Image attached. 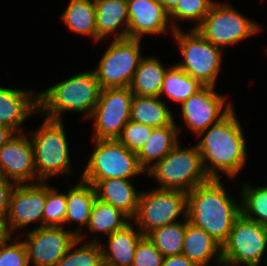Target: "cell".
Instances as JSON below:
<instances>
[{
    "mask_svg": "<svg viewBox=\"0 0 267 266\" xmlns=\"http://www.w3.org/2000/svg\"><path fill=\"white\" fill-rule=\"evenodd\" d=\"M238 120L235 110L232 109L218 123L197 135H203L196 146L210 179H220L219 171L229 178H234L245 167L247 146L243 128Z\"/></svg>",
    "mask_w": 267,
    "mask_h": 266,
    "instance_id": "6da1fadb",
    "label": "cell"
},
{
    "mask_svg": "<svg viewBox=\"0 0 267 266\" xmlns=\"http://www.w3.org/2000/svg\"><path fill=\"white\" fill-rule=\"evenodd\" d=\"M235 200L220 179H210L187 193V219L222 246L241 214V202Z\"/></svg>",
    "mask_w": 267,
    "mask_h": 266,
    "instance_id": "7a4b0ae2",
    "label": "cell"
},
{
    "mask_svg": "<svg viewBox=\"0 0 267 266\" xmlns=\"http://www.w3.org/2000/svg\"><path fill=\"white\" fill-rule=\"evenodd\" d=\"M101 87L94 70L69 77L38 93L39 113L45 118L63 120L66 111L84 113L89 120L99 100Z\"/></svg>",
    "mask_w": 267,
    "mask_h": 266,
    "instance_id": "3957f363",
    "label": "cell"
},
{
    "mask_svg": "<svg viewBox=\"0 0 267 266\" xmlns=\"http://www.w3.org/2000/svg\"><path fill=\"white\" fill-rule=\"evenodd\" d=\"M179 143L146 173L155 177L160 189L180 190L188 193L210 177L206 173L196 144L184 147Z\"/></svg>",
    "mask_w": 267,
    "mask_h": 266,
    "instance_id": "277c9868",
    "label": "cell"
},
{
    "mask_svg": "<svg viewBox=\"0 0 267 266\" xmlns=\"http://www.w3.org/2000/svg\"><path fill=\"white\" fill-rule=\"evenodd\" d=\"M65 133L63 120L49 118H45L41 126L32 131L30 139L34 149V165L40 181L72 171Z\"/></svg>",
    "mask_w": 267,
    "mask_h": 266,
    "instance_id": "5b68a950",
    "label": "cell"
},
{
    "mask_svg": "<svg viewBox=\"0 0 267 266\" xmlns=\"http://www.w3.org/2000/svg\"><path fill=\"white\" fill-rule=\"evenodd\" d=\"M172 34L183 56V60L175 65L204 86H216L222 64V48L206 40L196 29L187 33L178 29Z\"/></svg>",
    "mask_w": 267,
    "mask_h": 266,
    "instance_id": "8992f818",
    "label": "cell"
},
{
    "mask_svg": "<svg viewBox=\"0 0 267 266\" xmlns=\"http://www.w3.org/2000/svg\"><path fill=\"white\" fill-rule=\"evenodd\" d=\"M152 190V191H151ZM141 192L133 224L144 236L160 227L187 217V193L180 190L151 189Z\"/></svg>",
    "mask_w": 267,
    "mask_h": 266,
    "instance_id": "52a82bcc",
    "label": "cell"
},
{
    "mask_svg": "<svg viewBox=\"0 0 267 266\" xmlns=\"http://www.w3.org/2000/svg\"><path fill=\"white\" fill-rule=\"evenodd\" d=\"M94 140V151L87 161L82 180H104L108 178L130 179L146 173L139 165L136 152L130 151L117 139Z\"/></svg>",
    "mask_w": 267,
    "mask_h": 266,
    "instance_id": "ba28073f",
    "label": "cell"
},
{
    "mask_svg": "<svg viewBox=\"0 0 267 266\" xmlns=\"http://www.w3.org/2000/svg\"><path fill=\"white\" fill-rule=\"evenodd\" d=\"M262 29L228 3H214L196 30L220 48L238 43Z\"/></svg>",
    "mask_w": 267,
    "mask_h": 266,
    "instance_id": "9c48e42d",
    "label": "cell"
},
{
    "mask_svg": "<svg viewBox=\"0 0 267 266\" xmlns=\"http://www.w3.org/2000/svg\"><path fill=\"white\" fill-rule=\"evenodd\" d=\"M140 39H113L94 69L101 89L129 87L144 56Z\"/></svg>",
    "mask_w": 267,
    "mask_h": 266,
    "instance_id": "30bf717a",
    "label": "cell"
},
{
    "mask_svg": "<svg viewBox=\"0 0 267 266\" xmlns=\"http://www.w3.org/2000/svg\"><path fill=\"white\" fill-rule=\"evenodd\" d=\"M267 226L246 218H236L227 241L222 245V260L229 266H257L267 252ZM266 250V251H265Z\"/></svg>",
    "mask_w": 267,
    "mask_h": 266,
    "instance_id": "8fae6325",
    "label": "cell"
},
{
    "mask_svg": "<svg viewBox=\"0 0 267 266\" xmlns=\"http://www.w3.org/2000/svg\"><path fill=\"white\" fill-rule=\"evenodd\" d=\"M133 93L129 87L101 89L90 119H94L93 139H118L130 121Z\"/></svg>",
    "mask_w": 267,
    "mask_h": 266,
    "instance_id": "7c38bea8",
    "label": "cell"
},
{
    "mask_svg": "<svg viewBox=\"0 0 267 266\" xmlns=\"http://www.w3.org/2000/svg\"><path fill=\"white\" fill-rule=\"evenodd\" d=\"M23 243L26 247L28 262L34 266H56L70 246L78 239L63 226L39 227L27 231Z\"/></svg>",
    "mask_w": 267,
    "mask_h": 266,
    "instance_id": "4fadbf2b",
    "label": "cell"
},
{
    "mask_svg": "<svg viewBox=\"0 0 267 266\" xmlns=\"http://www.w3.org/2000/svg\"><path fill=\"white\" fill-rule=\"evenodd\" d=\"M226 100L225 96L215 92V86H204L180 104L185 125L197 136L218 123L233 109L231 101Z\"/></svg>",
    "mask_w": 267,
    "mask_h": 266,
    "instance_id": "5bb4252c",
    "label": "cell"
},
{
    "mask_svg": "<svg viewBox=\"0 0 267 266\" xmlns=\"http://www.w3.org/2000/svg\"><path fill=\"white\" fill-rule=\"evenodd\" d=\"M46 203V182L16 184L11 192L7 224L11 233L24 229L31 222L41 223L35 228L43 227V213Z\"/></svg>",
    "mask_w": 267,
    "mask_h": 266,
    "instance_id": "9a60e30c",
    "label": "cell"
},
{
    "mask_svg": "<svg viewBox=\"0 0 267 266\" xmlns=\"http://www.w3.org/2000/svg\"><path fill=\"white\" fill-rule=\"evenodd\" d=\"M0 174L15 184L40 182L34 165V149L28 134L16 133L0 149Z\"/></svg>",
    "mask_w": 267,
    "mask_h": 266,
    "instance_id": "2e32d148",
    "label": "cell"
},
{
    "mask_svg": "<svg viewBox=\"0 0 267 266\" xmlns=\"http://www.w3.org/2000/svg\"><path fill=\"white\" fill-rule=\"evenodd\" d=\"M128 38L142 40L144 35L166 33L169 14L159 0H127Z\"/></svg>",
    "mask_w": 267,
    "mask_h": 266,
    "instance_id": "e0dca14e",
    "label": "cell"
},
{
    "mask_svg": "<svg viewBox=\"0 0 267 266\" xmlns=\"http://www.w3.org/2000/svg\"><path fill=\"white\" fill-rule=\"evenodd\" d=\"M34 92L0 87V125L23 132L22 125L30 115L39 111L38 94Z\"/></svg>",
    "mask_w": 267,
    "mask_h": 266,
    "instance_id": "ac0fdd59",
    "label": "cell"
},
{
    "mask_svg": "<svg viewBox=\"0 0 267 266\" xmlns=\"http://www.w3.org/2000/svg\"><path fill=\"white\" fill-rule=\"evenodd\" d=\"M91 183L96 191L97 199L110 204L125 214L130 221L134 218L140 192L133 187L132 180L108 178L104 180H84Z\"/></svg>",
    "mask_w": 267,
    "mask_h": 266,
    "instance_id": "d6986e66",
    "label": "cell"
},
{
    "mask_svg": "<svg viewBox=\"0 0 267 266\" xmlns=\"http://www.w3.org/2000/svg\"><path fill=\"white\" fill-rule=\"evenodd\" d=\"M94 3L96 6L97 42L104 37L112 36V34L115 35L114 39L128 38L127 0H94ZM118 28L123 29L117 30Z\"/></svg>",
    "mask_w": 267,
    "mask_h": 266,
    "instance_id": "ffe728a7",
    "label": "cell"
},
{
    "mask_svg": "<svg viewBox=\"0 0 267 266\" xmlns=\"http://www.w3.org/2000/svg\"><path fill=\"white\" fill-rule=\"evenodd\" d=\"M133 222L108 236V244L101 245L104 266H132L138 242L144 237ZM107 248H106V247Z\"/></svg>",
    "mask_w": 267,
    "mask_h": 266,
    "instance_id": "44dd1931",
    "label": "cell"
},
{
    "mask_svg": "<svg viewBox=\"0 0 267 266\" xmlns=\"http://www.w3.org/2000/svg\"><path fill=\"white\" fill-rule=\"evenodd\" d=\"M96 198L97 196L94 186L81 178L78 184L71 189H68L66 192L67 209L64 224H68V222L77 223L78 228L71 231L81 241L85 240V235L81 232V228L87 226Z\"/></svg>",
    "mask_w": 267,
    "mask_h": 266,
    "instance_id": "7402d4cb",
    "label": "cell"
},
{
    "mask_svg": "<svg viewBox=\"0 0 267 266\" xmlns=\"http://www.w3.org/2000/svg\"><path fill=\"white\" fill-rule=\"evenodd\" d=\"M180 126L174 121L171 125L153 128L152 134L136 153L139 165L147 172L165 155H167L178 143Z\"/></svg>",
    "mask_w": 267,
    "mask_h": 266,
    "instance_id": "603a6c76",
    "label": "cell"
},
{
    "mask_svg": "<svg viewBox=\"0 0 267 266\" xmlns=\"http://www.w3.org/2000/svg\"><path fill=\"white\" fill-rule=\"evenodd\" d=\"M182 254L196 266L209 265L214 257L216 263L222 259V246L202 228L190 223L186 217Z\"/></svg>",
    "mask_w": 267,
    "mask_h": 266,
    "instance_id": "cb8c5ba5",
    "label": "cell"
},
{
    "mask_svg": "<svg viewBox=\"0 0 267 266\" xmlns=\"http://www.w3.org/2000/svg\"><path fill=\"white\" fill-rule=\"evenodd\" d=\"M160 97L134 94L131 103L130 120L153 128L171 125L174 116Z\"/></svg>",
    "mask_w": 267,
    "mask_h": 266,
    "instance_id": "d4e9b609",
    "label": "cell"
},
{
    "mask_svg": "<svg viewBox=\"0 0 267 266\" xmlns=\"http://www.w3.org/2000/svg\"><path fill=\"white\" fill-rule=\"evenodd\" d=\"M167 70L157 57H144L129 86L131 92L141 96L160 97Z\"/></svg>",
    "mask_w": 267,
    "mask_h": 266,
    "instance_id": "484cf974",
    "label": "cell"
},
{
    "mask_svg": "<svg viewBox=\"0 0 267 266\" xmlns=\"http://www.w3.org/2000/svg\"><path fill=\"white\" fill-rule=\"evenodd\" d=\"M62 19L71 32L92 37L97 42L94 0H69L67 8L62 14Z\"/></svg>",
    "mask_w": 267,
    "mask_h": 266,
    "instance_id": "4316f807",
    "label": "cell"
},
{
    "mask_svg": "<svg viewBox=\"0 0 267 266\" xmlns=\"http://www.w3.org/2000/svg\"><path fill=\"white\" fill-rule=\"evenodd\" d=\"M130 219L114 206L96 198L93 204L87 228L92 233H103L107 236L123 229Z\"/></svg>",
    "mask_w": 267,
    "mask_h": 266,
    "instance_id": "83f0119b",
    "label": "cell"
},
{
    "mask_svg": "<svg viewBox=\"0 0 267 266\" xmlns=\"http://www.w3.org/2000/svg\"><path fill=\"white\" fill-rule=\"evenodd\" d=\"M168 68L164 77L160 97L164 93L172 101L182 104L204 87L199 80L194 79L175 64Z\"/></svg>",
    "mask_w": 267,
    "mask_h": 266,
    "instance_id": "f1b7e54d",
    "label": "cell"
},
{
    "mask_svg": "<svg viewBox=\"0 0 267 266\" xmlns=\"http://www.w3.org/2000/svg\"><path fill=\"white\" fill-rule=\"evenodd\" d=\"M186 217L184 222H175L155 229L147 237L165 256L182 254L184 235L186 232Z\"/></svg>",
    "mask_w": 267,
    "mask_h": 266,
    "instance_id": "f546056e",
    "label": "cell"
},
{
    "mask_svg": "<svg viewBox=\"0 0 267 266\" xmlns=\"http://www.w3.org/2000/svg\"><path fill=\"white\" fill-rule=\"evenodd\" d=\"M99 241L96 237L95 239L88 240L87 243H83L81 247L76 249V245L78 246L82 242L80 239H77L56 266H104Z\"/></svg>",
    "mask_w": 267,
    "mask_h": 266,
    "instance_id": "4dcf8cb0",
    "label": "cell"
},
{
    "mask_svg": "<svg viewBox=\"0 0 267 266\" xmlns=\"http://www.w3.org/2000/svg\"><path fill=\"white\" fill-rule=\"evenodd\" d=\"M241 213L248 219L267 226V185H242Z\"/></svg>",
    "mask_w": 267,
    "mask_h": 266,
    "instance_id": "1f68e13d",
    "label": "cell"
},
{
    "mask_svg": "<svg viewBox=\"0 0 267 266\" xmlns=\"http://www.w3.org/2000/svg\"><path fill=\"white\" fill-rule=\"evenodd\" d=\"M214 0H181L176 8L169 14L171 31L181 29L175 24L179 20L196 21L192 29H196L210 11ZM175 24V25H174Z\"/></svg>",
    "mask_w": 267,
    "mask_h": 266,
    "instance_id": "d6a6232c",
    "label": "cell"
},
{
    "mask_svg": "<svg viewBox=\"0 0 267 266\" xmlns=\"http://www.w3.org/2000/svg\"><path fill=\"white\" fill-rule=\"evenodd\" d=\"M46 184V203L43 213V227L63 226L65 223L67 201L66 192H58Z\"/></svg>",
    "mask_w": 267,
    "mask_h": 266,
    "instance_id": "836d02e7",
    "label": "cell"
},
{
    "mask_svg": "<svg viewBox=\"0 0 267 266\" xmlns=\"http://www.w3.org/2000/svg\"><path fill=\"white\" fill-rule=\"evenodd\" d=\"M153 127L130 120L117 139L130 151L138 152L152 134Z\"/></svg>",
    "mask_w": 267,
    "mask_h": 266,
    "instance_id": "e575fe53",
    "label": "cell"
},
{
    "mask_svg": "<svg viewBox=\"0 0 267 266\" xmlns=\"http://www.w3.org/2000/svg\"><path fill=\"white\" fill-rule=\"evenodd\" d=\"M10 240L0 242V266H30L26 247L22 240L8 244Z\"/></svg>",
    "mask_w": 267,
    "mask_h": 266,
    "instance_id": "d590c367",
    "label": "cell"
},
{
    "mask_svg": "<svg viewBox=\"0 0 267 266\" xmlns=\"http://www.w3.org/2000/svg\"><path fill=\"white\" fill-rule=\"evenodd\" d=\"M163 257L148 237L144 236L137 244L132 266H162Z\"/></svg>",
    "mask_w": 267,
    "mask_h": 266,
    "instance_id": "8d00e7d4",
    "label": "cell"
},
{
    "mask_svg": "<svg viewBox=\"0 0 267 266\" xmlns=\"http://www.w3.org/2000/svg\"><path fill=\"white\" fill-rule=\"evenodd\" d=\"M16 184L0 174V213H7L11 192Z\"/></svg>",
    "mask_w": 267,
    "mask_h": 266,
    "instance_id": "74e56055",
    "label": "cell"
},
{
    "mask_svg": "<svg viewBox=\"0 0 267 266\" xmlns=\"http://www.w3.org/2000/svg\"><path fill=\"white\" fill-rule=\"evenodd\" d=\"M162 266H196L185 255H170L163 257Z\"/></svg>",
    "mask_w": 267,
    "mask_h": 266,
    "instance_id": "f35d334b",
    "label": "cell"
},
{
    "mask_svg": "<svg viewBox=\"0 0 267 266\" xmlns=\"http://www.w3.org/2000/svg\"><path fill=\"white\" fill-rule=\"evenodd\" d=\"M7 213H0V242L10 240L13 235L7 224Z\"/></svg>",
    "mask_w": 267,
    "mask_h": 266,
    "instance_id": "ab89813d",
    "label": "cell"
},
{
    "mask_svg": "<svg viewBox=\"0 0 267 266\" xmlns=\"http://www.w3.org/2000/svg\"><path fill=\"white\" fill-rule=\"evenodd\" d=\"M16 134L10 127L0 125V149Z\"/></svg>",
    "mask_w": 267,
    "mask_h": 266,
    "instance_id": "60d3db41",
    "label": "cell"
},
{
    "mask_svg": "<svg viewBox=\"0 0 267 266\" xmlns=\"http://www.w3.org/2000/svg\"><path fill=\"white\" fill-rule=\"evenodd\" d=\"M163 5L164 9L168 14H170L178 5L181 0H159Z\"/></svg>",
    "mask_w": 267,
    "mask_h": 266,
    "instance_id": "b9f144b4",
    "label": "cell"
},
{
    "mask_svg": "<svg viewBox=\"0 0 267 266\" xmlns=\"http://www.w3.org/2000/svg\"><path fill=\"white\" fill-rule=\"evenodd\" d=\"M229 266L224 260H219L216 264V266ZM200 266H208V265H200ZM215 266V265H214Z\"/></svg>",
    "mask_w": 267,
    "mask_h": 266,
    "instance_id": "7bdbcfd3",
    "label": "cell"
}]
</instances>
